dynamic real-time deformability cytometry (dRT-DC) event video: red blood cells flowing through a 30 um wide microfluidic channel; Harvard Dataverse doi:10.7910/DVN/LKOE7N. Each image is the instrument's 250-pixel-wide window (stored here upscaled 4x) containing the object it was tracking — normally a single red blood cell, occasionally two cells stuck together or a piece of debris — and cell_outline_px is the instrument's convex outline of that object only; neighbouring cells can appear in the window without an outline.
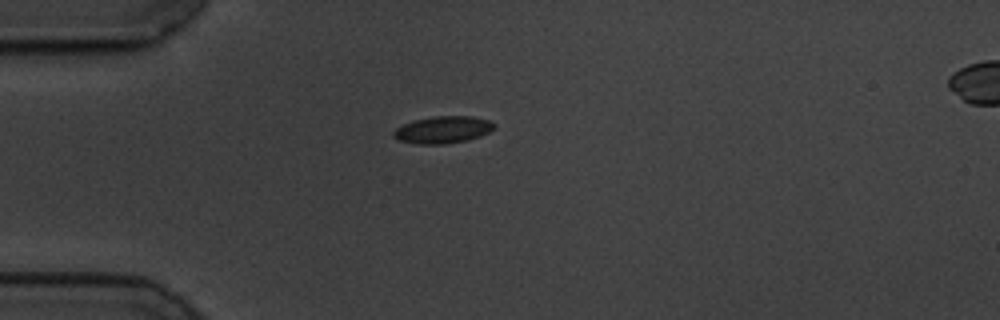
{"species": "common noctule bat (a hibernating species)", "species_latin": "Nyctalus noctula", "temperature_condition": "cold", "stored_images_in_passage": 44, "camera_frame_rate_fps": 3000, "um_per_image_px": 0.085, "animal": {"sex": "male", "body_mass_g": 19.5, "forearm_length_mm": 54.6}, "frame": {"image": 1, "passage_image": 1, "time_ms": 0.0, "image_size_px": [1000, 320], "cell_outline_px": [[496, 128], [480, 136], [468, 140], [444, 144], [420, 144], [396, 140], [392, 136], [392, 132], [396, 128], [412, 120], [432, 116], [472, 116], [488, 120], [496, 124]], "centroid_in_image_um": [37.63, 11.02], "position_along_channel_um": 47.4, "area_um2": 16.07}}
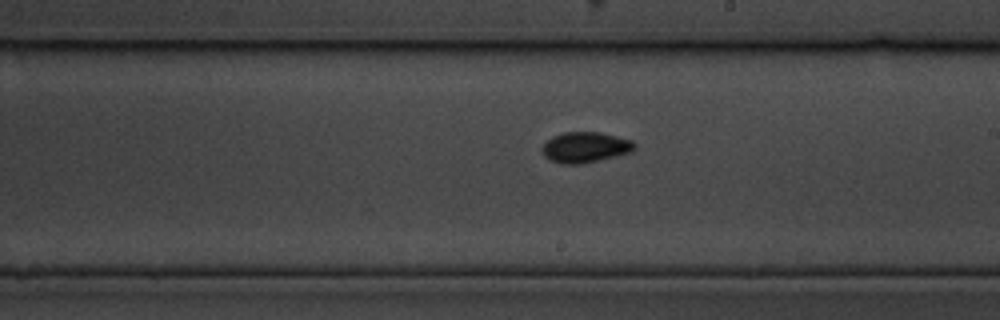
{"frame": {"image": 2, "passage_image": 19, "time_ms": 6.0, "image_size_px": [1000, 320], "cell_outline_px": [[636, 148], [632, 152], [616, 156], [580, 164], [564, 164], [548, 160], [544, 156], [540, 148], [552, 136], [564, 132], [600, 132], [632, 140], [636, 144]], "centroid_in_image_um": [49.74, 12.52], "position_along_channel_um": 239.3, "area_um2": 16.59}}
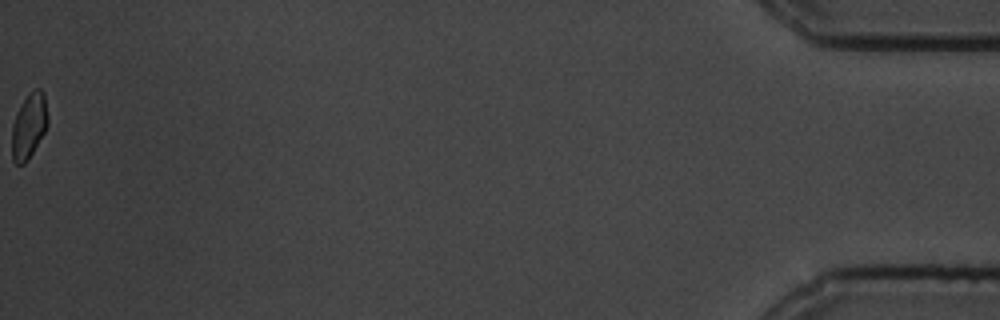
{"frame": {"image": 3, "passage_image": 44, "time_ms": 14.333, "image_size_px": [1000, 320], "cell_outline_px": [[48, 124], [44, 132], [28, 160], [24, 164], [16, 164], [12, 160], [12, 124], [16, 112], [28, 92], [32, 88], [40, 88], [44, 92], [48, 116]], "centroid_in_image_um": [2.46, 10.66], "position_along_channel_um": 432.7, "area_um2": 13.87}, "authors_computed_cell_mechanics": {"area_um2": 14.8546, "velocity_mm_per_s": 3.4805, "shape_relaxation_time_tau1_ms": 2.8619, "shape_relaxation_time_tau2_ms": 2.302, "deformation_change_tau1": 0.0747, "deformation_change_tau2": 0.0556}}